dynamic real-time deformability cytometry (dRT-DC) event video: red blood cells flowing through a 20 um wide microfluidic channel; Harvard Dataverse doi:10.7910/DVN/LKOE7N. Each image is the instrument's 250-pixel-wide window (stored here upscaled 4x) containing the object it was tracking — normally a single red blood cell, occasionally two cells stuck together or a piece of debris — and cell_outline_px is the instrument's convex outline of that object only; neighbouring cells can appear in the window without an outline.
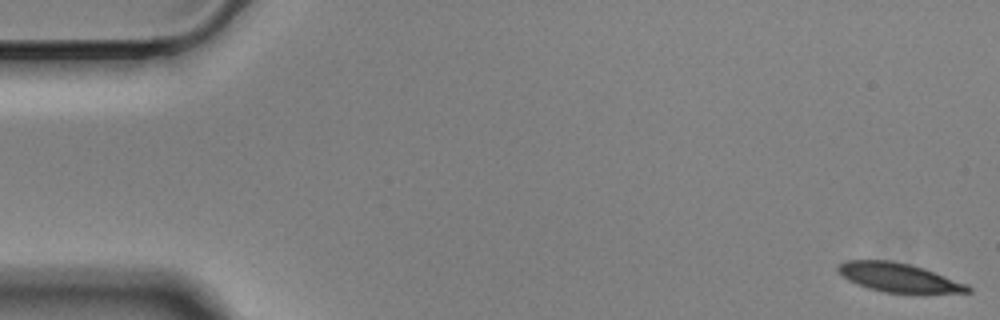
{"species": "Egyptian fruit bat (a non-hibernating species)", "species_latin": "Rousettus aegyptiacus", "temperature_condition": "cold", "stored_images_in_passage": 21, "camera_frame_rate_fps": 3000, "um_per_image_px": 0.085, "animal": {"sex": "male"}, "frame": {"image": 1, "passage_image": 1, "time_ms": 0.0, "image_size_px": [1000, 320], "cell_outline_px": [[972, 292], [924, 296], [884, 292], [868, 288], [848, 280], [836, 272], [836, 268], [844, 260], [892, 260], [912, 264], [924, 268], [968, 284], [972, 288]], "centroid_in_image_um": [76.48, 23.64], "position_along_channel_um": 8.5, "area_um2": 23.06}}
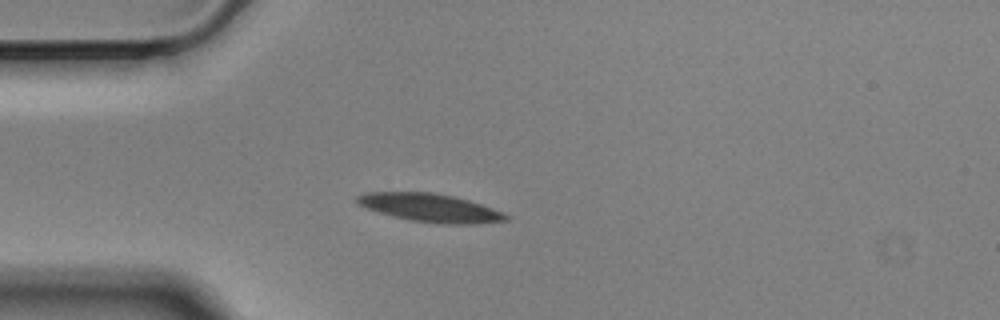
{"frame": {"image": 2, "passage_image": 15, "time_ms": 4.667, "image_size_px": [1000, 320], "cell_outline_px": [[508, 220], [476, 224], [444, 224], [412, 220], [392, 216], [376, 212], [360, 204], [356, 200], [356, 196], [368, 192], [432, 192], [452, 196], [468, 200], [504, 212], [508, 216]], "centroid_in_image_um": [36.58, 17.66], "position_along_channel_um": 48.4, "area_um2": 24.28}}
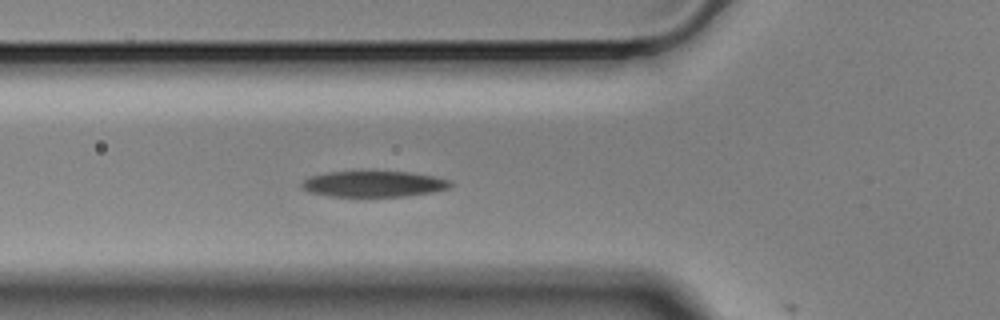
{"frame": {"image": 3, "passage_image": 20, "time_ms": 6.333, "image_size_px": [1000, 320], "cell_outline_px": [[456, 184], [448, 188], [436, 192], [404, 196], [328, 196], [308, 192], [300, 188], [300, 184], [304, 180], [312, 176], [328, 172], [368, 168], [412, 172], [452, 180]], "centroid_in_image_um": [31.78, 15.58], "position_along_channel_um": 94.0, "area_um2": 23.76}}